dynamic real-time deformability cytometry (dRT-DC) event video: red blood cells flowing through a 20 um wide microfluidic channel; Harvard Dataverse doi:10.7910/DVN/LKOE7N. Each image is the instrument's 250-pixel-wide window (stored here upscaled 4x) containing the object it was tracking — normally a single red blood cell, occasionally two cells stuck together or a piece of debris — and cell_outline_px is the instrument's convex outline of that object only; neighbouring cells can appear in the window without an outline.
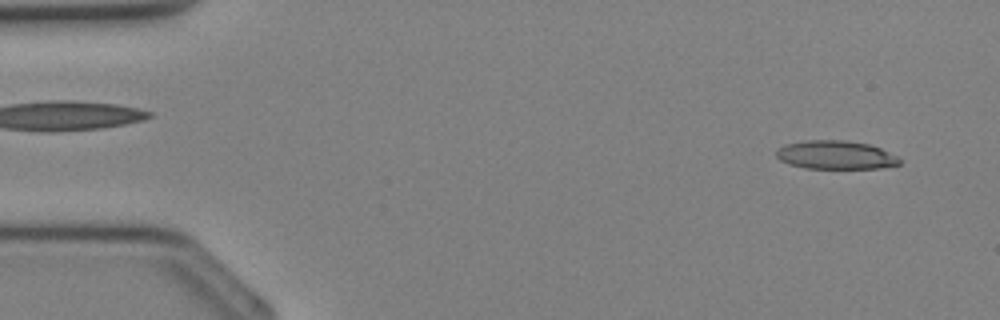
{"species": "Egyptian fruit bat (a non-hibernating species)", "species_latin": "Rousettus aegyptiacus", "temperature_condition": "cold", "stored_images_in_passage": 9, "camera_frame_rate_fps": 3000, "um_per_image_px": 0.085, "animal": {"sex": "female"}, "frame": {"image": 1, "passage_image": 2, "time_ms": 0.333, "image_size_px": [1000, 320], "cell_outline_px": [[900, 164], [880, 168], [804, 168], [788, 164], [780, 160], [776, 156], [776, 152], [784, 144], [804, 140], [844, 140], [868, 144], [880, 148], [896, 156], [900, 160]], "centroid_in_image_um": [70.99, 13.17], "position_along_channel_um": 14.0, "area_um2": 20.4}}